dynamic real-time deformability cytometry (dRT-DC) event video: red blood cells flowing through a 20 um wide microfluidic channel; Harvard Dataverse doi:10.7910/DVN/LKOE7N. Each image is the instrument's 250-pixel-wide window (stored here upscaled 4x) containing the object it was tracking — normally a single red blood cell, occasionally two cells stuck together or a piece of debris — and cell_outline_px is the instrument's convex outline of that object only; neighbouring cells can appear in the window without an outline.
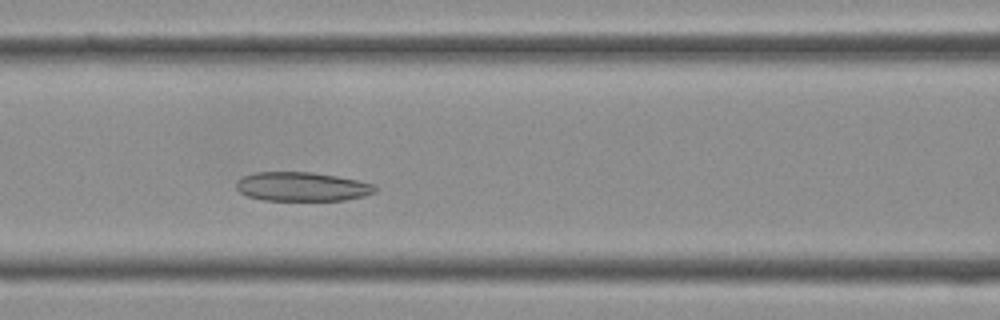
{"species": "Egyptian fruit bat (a non-hibernating species)", "species_latin": "Rousettus aegyptiacus", "temperature_condition": "cold", "stored_images_in_passage": 35, "camera_frame_rate_fps": 3000, "um_per_image_px": 0.085, "frame": {"image": 1, "passage_image": 12, "time_ms": 3.667, "image_size_px": [1000, 320], "cell_outline_px": [[376, 192], [364, 196], [344, 200], [264, 200], [248, 196], [240, 192], [236, 188], [236, 180], [244, 176], [256, 172], [312, 172], [336, 176], [376, 184]], "centroid_in_image_um": [25.67, 15.86], "position_along_channel_um": 140.9, "area_um2": 23.47}}
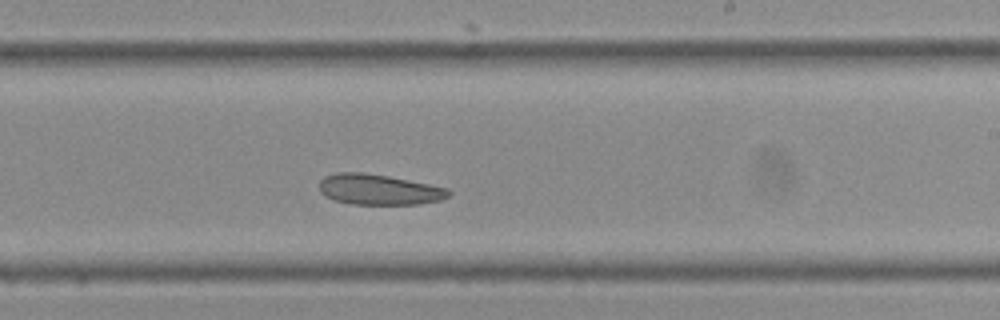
{"frame": {"image": 2, "passage_image": 19, "time_ms": 6.0, "image_size_px": [1000, 320], "cell_outline_px": [[452, 192], [448, 196], [440, 200], [416, 204], [352, 204], [336, 200], [324, 196], [320, 192], [320, 180], [324, 176], [336, 172], [364, 172], [388, 176], [448, 188]], "centroid_in_image_um": [32.18, 16.1], "position_along_channel_um": 256.8, "area_um2": 22.95}}
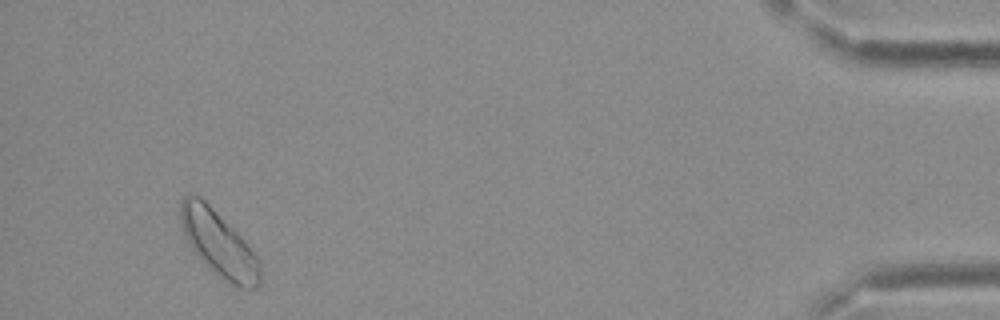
{"frame": {"image": 3, "passage_image": 33, "time_ms": 10.667, "image_size_px": [1000, 320], "cell_outline_px": [[260, 284], [256, 288], [240, 288], [232, 284], [212, 272], [200, 260], [192, 248], [180, 224], [180, 200], [184, 196], [200, 196], [244, 240], [260, 260]], "centroid_in_image_um": [18.59, 20.74], "position_along_channel_um": 416.6, "area_um2": 29.88}}